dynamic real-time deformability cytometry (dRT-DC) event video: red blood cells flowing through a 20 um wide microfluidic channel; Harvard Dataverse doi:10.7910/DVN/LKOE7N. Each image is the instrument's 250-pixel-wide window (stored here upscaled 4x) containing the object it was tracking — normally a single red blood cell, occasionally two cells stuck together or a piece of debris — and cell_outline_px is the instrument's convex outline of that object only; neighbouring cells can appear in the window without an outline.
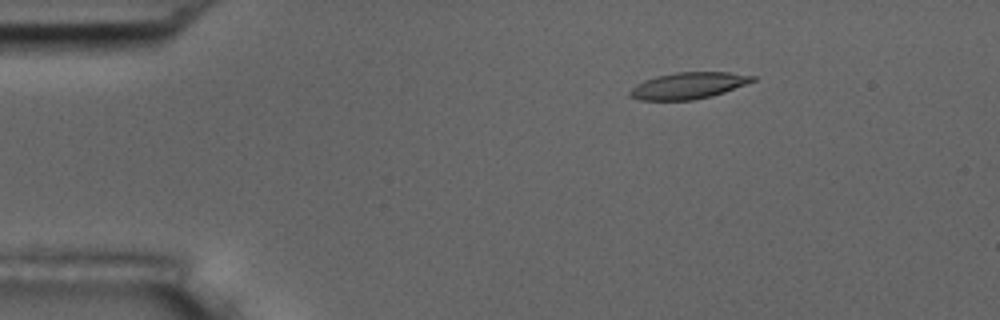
{"species": "common noctule bat (a hibernating species)", "species_latin": "Nyctalus noctula", "temperature_condition": "room temperature", "stored_images_in_passage": 6, "camera_frame_rate_fps": 3000, "um_per_image_px": 0.085, "animal": {"sex": "male", "body_mass_g": 17.5, "forearm_length_mm": 52.3}, "frame": {"image": 1, "passage_image": 3, "time_ms": 2.333, "image_size_px": [1000, 320], "cell_outline_px": [[756, 80], [724, 92], [712, 96], [692, 100], [640, 100], [628, 96], [628, 92], [636, 84], [644, 80], [656, 76], [676, 72], [728, 72], [756, 76]], "centroid_in_image_um": [58.48, 7.28], "position_along_channel_um": 26.5, "area_um2": 18.96}}
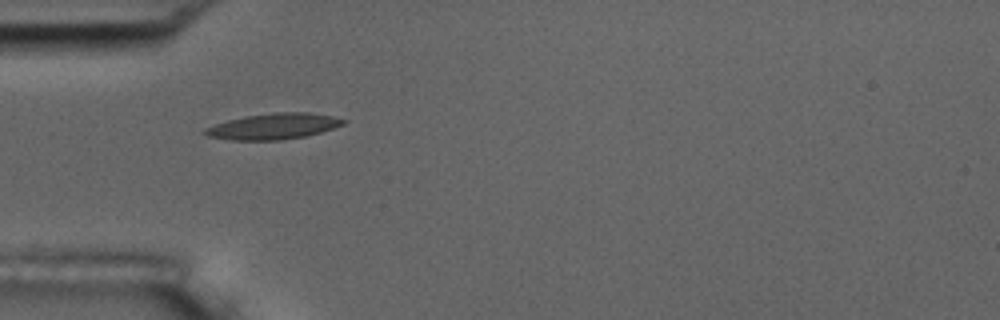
{"frame": {"image": 2, "passage_image": 5, "time_ms": 5.0, "image_size_px": [1000, 320], "cell_outline_px": [[348, 120], [344, 124], [320, 132], [304, 136], [280, 140], [232, 140], [208, 136], [200, 132], [204, 128], [228, 120], [244, 116], [276, 112], [308, 112], [332, 116]], "centroid_in_image_um": [23.22, 10.73], "position_along_channel_um": 61.8, "area_um2": 20.81}}